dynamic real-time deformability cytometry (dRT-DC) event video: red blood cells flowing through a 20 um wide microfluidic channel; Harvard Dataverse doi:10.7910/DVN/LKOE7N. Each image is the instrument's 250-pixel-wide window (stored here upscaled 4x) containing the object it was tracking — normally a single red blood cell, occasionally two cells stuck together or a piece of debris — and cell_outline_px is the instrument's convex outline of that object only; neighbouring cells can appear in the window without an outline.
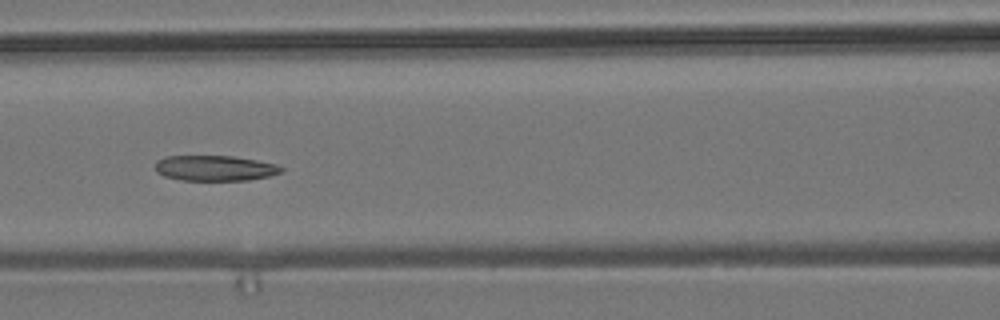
{"species": "common noctule bat (a hibernating species)", "species_latin": "Nyctalus noctula", "temperature_condition": "room temperature", "stored_images_in_passage": 6, "camera_frame_rate_fps": 3000, "um_per_image_px": 0.085, "animal": {"sex": "male", "body_mass_g": 19.2, "forearm_length_mm": 51.8}, "frame": {"image": 1, "passage_image": 6, "time_ms": 5.667, "image_size_px": [1000, 320], "cell_outline_px": [[284, 172], [268, 176], [248, 180], [180, 180], [164, 176], [156, 172], [156, 160], [164, 156], [232, 156], [256, 160], [276, 164], [284, 168]], "centroid_in_image_um": [18.26, 14.29], "position_along_channel_um": 148.3, "area_um2": 18.73}}